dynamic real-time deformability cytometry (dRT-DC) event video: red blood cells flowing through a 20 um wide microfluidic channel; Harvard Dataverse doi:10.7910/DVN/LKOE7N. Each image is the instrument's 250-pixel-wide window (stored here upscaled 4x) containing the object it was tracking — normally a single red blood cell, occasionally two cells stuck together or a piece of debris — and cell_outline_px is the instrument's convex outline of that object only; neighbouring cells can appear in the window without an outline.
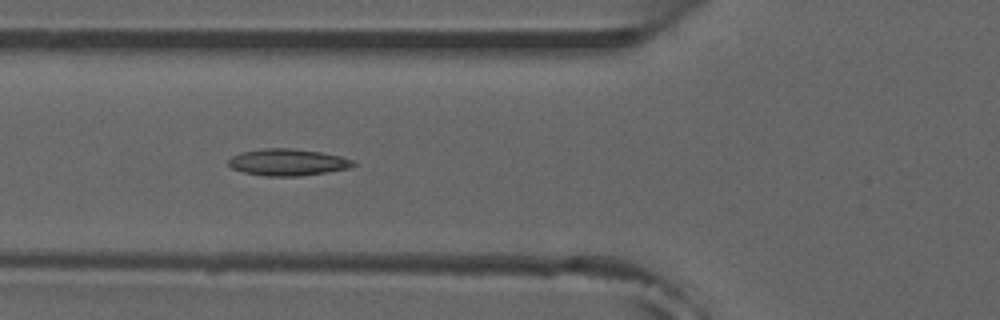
{"species": "common noctule bat (a hibernating species)", "species_latin": "Nyctalus noctula", "temperature_condition": "room temperature", "stored_images_in_passage": 40, "camera_frame_rate_fps": 3000, "um_per_image_px": 0.085, "animal": {"sex": "male", "forearm_length_mm": 52.5}, "frame": {"image": 1, "passage_image": 7, "time_ms": 2.0, "image_size_px": [1000, 320], "cell_outline_px": [[356, 164], [348, 168], [300, 176], [264, 176], [244, 172], [232, 168], [228, 164], [228, 160], [232, 156], [240, 152], [264, 148], [292, 148], [320, 152], [344, 156], [352, 160]], "centroid_in_image_um": [24.44, 13.78], "position_along_channel_um": 101.4, "area_um2": 19.42}, "authors_computed_cell_mechanics": {"area_um2": 18.0336, "velocity_mm_per_s": 3.9026, "shape_relaxation_time_tau1_ms": null, "shape_relaxation_time_tau2_ms": 2.3768, "deformation_change_tau1": null, "deformation_change_tau2": 0.0892}}